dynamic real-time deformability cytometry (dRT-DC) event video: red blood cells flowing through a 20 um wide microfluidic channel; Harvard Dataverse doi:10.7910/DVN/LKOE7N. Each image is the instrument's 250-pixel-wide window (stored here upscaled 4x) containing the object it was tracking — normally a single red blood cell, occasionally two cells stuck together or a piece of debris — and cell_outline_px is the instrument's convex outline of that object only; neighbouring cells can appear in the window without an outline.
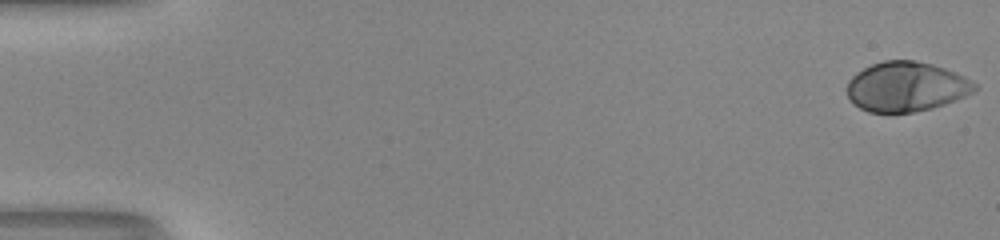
{"species": "human", "species_latin": "Homo sapiens", "temperature_condition": "room temperature", "stored_images_in_passage": 52, "camera_frame_rate_fps": 3000, "um_per_image_px": 0.085, "donor": {"sex": "male"}, "frame": {"image": 1, "passage_image": 1, "time_ms": 0.0, "image_size_px": [1000, 240], "cell_outline_px": [[976, 88], [972, 92], [956, 100], [932, 108], [912, 112], [868, 112], [860, 108], [848, 96], [848, 80], [856, 72], [872, 64], [884, 60], [916, 60], [932, 64], [956, 72], [964, 76], [976, 84]], "centroid_in_image_um": [77.03, 7.35], "position_along_channel_um": 8.0, "area_um2": 36.76}}
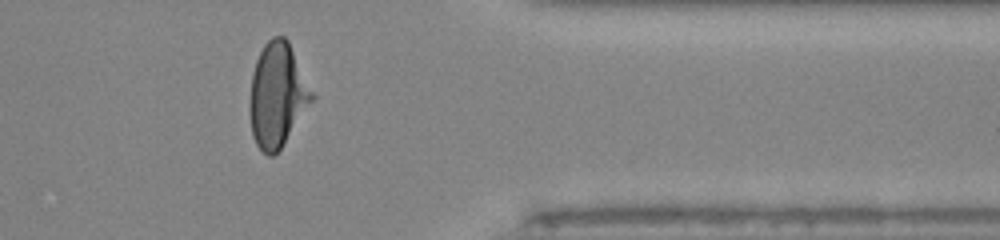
{"frame": {"image": 2, "passage_image": 43, "time_ms": 14.0, "image_size_px": [1000, 240], "cell_outline_px": [[316, 96], [280, 148], [272, 156], [268, 156], [256, 144], [252, 136], [248, 108], [252, 72], [256, 60], [264, 44], [272, 36], [284, 36], [288, 40]], "centroid_in_image_um": [23.56, 8.05], "position_along_channel_um": 387.8, "area_um2": 37.8}}
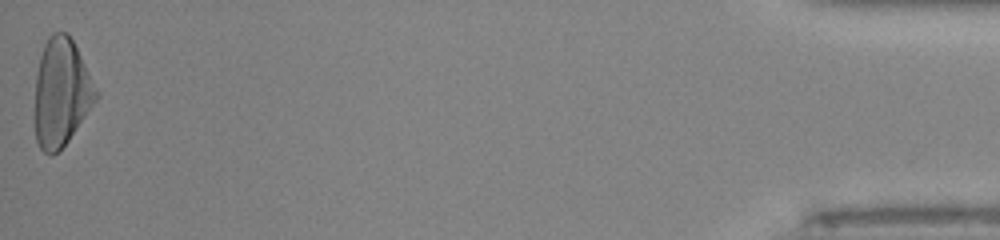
{"frame": {"image": 3, "passage_image": 52, "time_ms": 17.0, "image_size_px": [1000, 240], "cell_outline_px": [[100, 96], [68, 140], [52, 156], [48, 156], [40, 148], [36, 140], [36, 76], [40, 56], [44, 44], [48, 36], [52, 32], [68, 32], [100, 92]], "centroid_in_image_um": [5.24, 7.85], "position_along_channel_um": 430.0, "area_um2": 38.32}, "authors_computed_cell_mechanics": {"area_um2": 36.8764, "velocity_mm_per_s": 4.1214, "shape_relaxation_time_tau1_ms": 4.2797, "shape_relaxation_time_tau2_ms": null, "deformation_change_tau1": 0.2224, "deformation_change_tau2": null}}